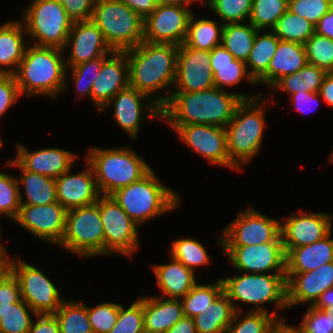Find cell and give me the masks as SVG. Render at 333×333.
Here are the masks:
<instances>
[{
	"label": "cell",
	"instance_id": "42",
	"mask_svg": "<svg viewBox=\"0 0 333 333\" xmlns=\"http://www.w3.org/2000/svg\"><path fill=\"white\" fill-rule=\"evenodd\" d=\"M287 10L288 0H252L248 22L258 30H272Z\"/></svg>",
	"mask_w": 333,
	"mask_h": 333
},
{
	"label": "cell",
	"instance_id": "44",
	"mask_svg": "<svg viewBox=\"0 0 333 333\" xmlns=\"http://www.w3.org/2000/svg\"><path fill=\"white\" fill-rule=\"evenodd\" d=\"M36 313L21 298L0 316V333H28Z\"/></svg>",
	"mask_w": 333,
	"mask_h": 333
},
{
	"label": "cell",
	"instance_id": "38",
	"mask_svg": "<svg viewBox=\"0 0 333 333\" xmlns=\"http://www.w3.org/2000/svg\"><path fill=\"white\" fill-rule=\"evenodd\" d=\"M236 311L225 333H273L285 321L266 312ZM242 316V318H241Z\"/></svg>",
	"mask_w": 333,
	"mask_h": 333
},
{
	"label": "cell",
	"instance_id": "15",
	"mask_svg": "<svg viewBox=\"0 0 333 333\" xmlns=\"http://www.w3.org/2000/svg\"><path fill=\"white\" fill-rule=\"evenodd\" d=\"M190 7L157 4L153 12L144 20L143 40L178 46L183 44L190 17L194 13Z\"/></svg>",
	"mask_w": 333,
	"mask_h": 333
},
{
	"label": "cell",
	"instance_id": "60",
	"mask_svg": "<svg viewBox=\"0 0 333 333\" xmlns=\"http://www.w3.org/2000/svg\"><path fill=\"white\" fill-rule=\"evenodd\" d=\"M319 94L327 105L333 107V72H327L324 76Z\"/></svg>",
	"mask_w": 333,
	"mask_h": 333
},
{
	"label": "cell",
	"instance_id": "8",
	"mask_svg": "<svg viewBox=\"0 0 333 333\" xmlns=\"http://www.w3.org/2000/svg\"><path fill=\"white\" fill-rule=\"evenodd\" d=\"M91 20L114 51H125L143 41L144 20L121 0H96Z\"/></svg>",
	"mask_w": 333,
	"mask_h": 333
},
{
	"label": "cell",
	"instance_id": "1",
	"mask_svg": "<svg viewBox=\"0 0 333 333\" xmlns=\"http://www.w3.org/2000/svg\"><path fill=\"white\" fill-rule=\"evenodd\" d=\"M259 95L227 92L215 86L197 92H172L161 108V119L170 125L204 124L226 127L237 105Z\"/></svg>",
	"mask_w": 333,
	"mask_h": 333
},
{
	"label": "cell",
	"instance_id": "59",
	"mask_svg": "<svg viewBox=\"0 0 333 333\" xmlns=\"http://www.w3.org/2000/svg\"><path fill=\"white\" fill-rule=\"evenodd\" d=\"M315 33L333 40V7L315 25Z\"/></svg>",
	"mask_w": 333,
	"mask_h": 333
},
{
	"label": "cell",
	"instance_id": "20",
	"mask_svg": "<svg viewBox=\"0 0 333 333\" xmlns=\"http://www.w3.org/2000/svg\"><path fill=\"white\" fill-rule=\"evenodd\" d=\"M70 46V48H69ZM70 49L67 67H73L102 56H110L114 50L104 38L103 32L92 21L73 22L64 49Z\"/></svg>",
	"mask_w": 333,
	"mask_h": 333
},
{
	"label": "cell",
	"instance_id": "33",
	"mask_svg": "<svg viewBox=\"0 0 333 333\" xmlns=\"http://www.w3.org/2000/svg\"><path fill=\"white\" fill-rule=\"evenodd\" d=\"M236 310L229 297L222 291L200 314L193 317L197 333H225Z\"/></svg>",
	"mask_w": 333,
	"mask_h": 333
},
{
	"label": "cell",
	"instance_id": "46",
	"mask_svg": "<svg viewBox=\"0 0 333 333\" xmlns=\"http://www.w3.org/2000/svg\"><path fill=\"white\" fill-rule=\"evenodd\" d=\"M307 63L333 72V40L314 33L305 43Z\"/></svg>",
	"mask_w": 333,
	"mask_h": 333
},
{
	"label": "cell",
	"instance_id": "64",
	"mask_svg": "<svg viewBox=\"0 0 333 333\" xmlns=\"http://www.w3.org/2000/svg\"><path fill=\"white\" fill-rule=\"evenodd\" d=\"M291 333H321V332H311L308 331L302 324L297 326H290L285 323V321L282 323Z\"/></svg>",
	"mask_w": 333,
	"mask_h": 333
},
{
	"label": "cell",
	"instance_id": "23",
	"mask_svg": "<svg viewBox=\"0 0 333 333\" xmlns=\"http://www.w3.org/2000/svg\"><path fill=\"white\" fill-rule=\"evenodd\" d=\"M87 169L72 175L67 170L55 178L57 202L67 211L97 202L101 196L92 166L86 161Z\"/></svg>",
	"mask_w": 333,
	"mask_h": 333
},
{
	"label": "cell",
	"instance_id": "68",
	"mask_svg": "<svg viewBox=\"0 0 333 333\" xmlns=\"http://www.w3.org/2000/svg\"><path fill=\"white\" fill-rule=\"evenodd\" d=\"M192 1L197 2V3L199 2V3H202V4L205 2L204 4L206 5L209 0H192Z\"/></svg>",
	"mask_w": 333,
	"mask_h": 333
},
{
	"label": "cell",
	"instance_id": "40",
	"mask_svg": "<svg viewBox=\"0 0 333 333\" xmlns=\"http://www.w3.org/2000/svg\"><path fill=\"white\" fill-rule=\"evenodd\" d=\"M274 34L284 41L303 44L315 33V25L287 10L272 29Z\"/></svg>",
	"mask_w": 333,
	"mask_h": 333
},
{
	"label": "cell",
	"instance_id": "21",
	"mask_svg": "<svg viewBox=\"0 0 333 333\" xmlns=\"http://www.w3.org/2000/svg\"><path fill=\"white\" fill-rule=\"evenodd\" d=\"M333 216L316 212H298L285 222H280L284 248H294L315 243L332 231Z\"/></svg>",
	"mask_w": 333,
	"mask_h": 333
},
{
	"label": "cell",
	"instance_id": "7",
	"mask_svg": "<svg viewBox=\"0 0 333 333\" xmlns=\"http://www.w3.org/2000/svg\"><path fill=\"white\" fill-rule=\"evenodd\" d=\"M221 280L223 291L236 311H243L242 307L237 306L236 301L255 306L249 311L266 312L274 314L275 317L278 315L275 312H268L263 304L274 303L276 311L288 308L286 274L244 272Z\"/></svg>",
	"mask_w": 333,
	"mask_h": 333
},
{
	"label": "cell",
	"instance_id": "28",
	"mask_svg": "<svg viewBox=\"0 0 333 333\" xmlns=\"http://www.w3.org/2000/svg\"><path fill=\"white\" fill-rule=\"evenodd\" d=\"M143 296L144 330L149 333H165L183 316L181 299Z\"/></svg>",
	"mask_w": 333,
	"mask_h": 333
},
{
	"label": "cell",
	"instance_id": "62",
	"mask_svg": "<svg viewBox=\"0 0 333 333\" xmlns=\"http://www.w3.org/2000/svg\"><path fill=\"white\" fill-rule=\"evenodd\" d=\"M317 309L327 310L333 306V287L327 289L314 305Z\"/></svg>",
	"mask_w": 333,
	"mask_h": 333
},
{
	"label": "cell",
	"instance_id": "49",
	"mask_svg": "<svg viewBox=\"0 0 333 333\" xmlns=\"http://www.w3.org/2000/svg\"><path fill=\"white\" fill-rule=\"evenodd\" d=\"M144 331L143 297H139L127 308L120 304L116 324L109 333H143Z\"/></svg>",
	"mask_w": 333,
	"mask_h": 333
},
{
	"label": "cell",
	"instance_id": "56",
	"mask_svg": "<svg viewBox=\"0 0 333 333\" xmlns=\"http://www.w3.org/2000/svg\"><path fill=\"white\" fill-rule=\"evenodd\" d=\"M28 333H60V326L54 314H36Z\"/></svg>",
	"mask_w": 333,
	"mask_h": 333
},
{
	"label": "cell",
	"instance_id": "26",
	"mask_svg": "<svg viewBox=\"0 0 333 333\" xmlns=\"http://www.w3.org/2000/svg\"><path fill=\"white\" fill-rule=\"evenodd\" d=\"M307 64L305 46L300 43L280 40L266 73L256 84L270 88L282 77L296 73Z\"/></svg>",
	"mask_w": 333,
	"mask_h": 333
},
{
	"label": "cell",
	"instance_id": "36",
	"mask_svg": "<svg viewBox=\"0 0 333 333\" xmlns=\"http://www.w3.org/2000/svg\"><path fill=\"white\" fill-rule=\"evenodd\" d=\"M247 23L225 24L221 42L235 59L244 62L249 57L258 31L250 22Z\"/></svg>",
	"mask_w": 333,
	"mask_h": 333
},
{
	"label": "cell",
	"instance_id": "41",
	"mask_svg": "<svg viewBox=\"0 0 333 333\" xmlns=\"http://www.w3.org/2000/svg\"><path fill=\"white\" fill-rule=\"evenodd\" d=\"M223 291L221 278L213 284L200 285L196 283L194 287L182 297L183 314L187 317H195L202 312L214 299Z\"/></svg>",
	"mask_w": 333,
	"mask_h": 333
},
{
	"label": "cell",
	"instance_id": "51",
	"mask_svg": "<svg viewBox=\"0 0 333 333\" xmlns=\"http://www.w3.org/2000/svg\"><path fill=\"white\" fill-rule=\"evenodd\" d=\"M333 7V0H288V10L313 25Z\"/></svg>",
	"mask_w": 333,
	"mask_h": 333
},
{
	"label": "cell",
	"instance_id": "52",
	"mask_svg": "<svg viewBox=\"0 0 333 333\" xmlns=\"http://www.w3.org/2000/svg\"><path fill=\"white\" fill-rule=\"evenodd\" d=\"M301 324L311 332L333 333V314L328 310H320L308 306Z\"/></svg>",
	"mask_w": 333,
	"mask_h": 333
},
{
	"label": "cell",
	"instance_id": "30",
	"mask_svg": "<svg viewBox=\"0 0 333 333\" xmlns=\"http://www.w3.org/2000/svg\"><path fill=\"white\" fill-rule=\"evenodd\" d=\"M171 263L154 265V274L159 289L163 296L181 299L197 283L195 273L185 267L181 262L170 257Z\"/></svg>",
	"mask_w": 333,
	"mask_h": 333
},
{
	"label": "cell",
	"instance_id": "6",
	"mask_svg": "<svg viewBox=\"0 0 333 333\" xmlns=\"http://www.w3.org/2000/svg\"><path fill=\"white\" fill-rule=\"evenodd\" d=\"M85 161L95 174L101 195H111L117 189L140 180L152 168L131 147L89 148Z\"/></svg>",
	"mask_w": 333,
	"mask_h": 333
},
{
	"label": "cell",
	"instance_id": "9",
	"mask_svg": "<svg viewBox=\"0 0 333 333\" xmlns=\"http://www.w3.org/2000/svg\"><path fill=\"white\" fill-rule=\"evenodd\" d=\"M22 16L26 34L34 45L63 49L73 21L58 0H33Z\"/></svg>",
	"mask_w": 333,
	"mask_h": 333
},
{
	"label": "cell",
	"instance_id": "5",
	"mask_svg": "<svg viewBox=\"0 0 333 333\" xmlns=\"http://www.w3.org/2000/svg\"><path fill=\"white\" fill-rule=\"evenodd\" d=\"M263 96L242 100L225 127L229 158L239 169L249 163L262 146L266 124V101L263 100L266 96Z\"/></svg>",
	"mask_w": 333,
	"mask_h": 333
},
{
	"label": "cell",
	"instance_id": "31",
	"mask_svg": "<svg viewBox=\"0 0 333 333\" xmlns=\"http://www.w3.org/2000/svg\"><path fill=\"white\" fill-rule=\"evenodd\" d=\"M12 21L0 25V74L13 75L27 48L28 42L23 40V34H26L23 23Z\"/></svg>",
	"mask_w": 333,
	"mask_h": 333
},
{
	"label": "cell",
	"instance_id": "13",
	"mask_svg": "<svg viewBox=\"0 0 333 333\" xmlns=\"http://www.w3.org/2000/svg\"><path fill=\"white\" fill-rule=\"evenodd\" d=\"M218 236V246L222 245H258L267 242H282L280 221L266 216L253 207L240 211L236 219L230 222Z\"/></svg>",
	"mask_w": 333,
	"mask_h": 333
},
{
	"label": "cell",
	"instance_id": "50",
	"mask_svg": "<svg viewBox=\"0 0 333 333\" xmlns=\"http://www.w3.org/2000/svg\"><path fill=\"white\" fill-rule=\"evenodd\" d=\"M120 304L103 302L93 308L88 307V318L93 333H109L116 324Z\"/></svg>",
	"mask_w": 333,
	"mask_h": 333
},
{
	"label": "cell",
	"instance_id": "35",
	"mask_svg": "<svg viewBox=\"0 0 333 333\" xmlns=\"http://www.w3.org/2000/svg\"><path fill=\"white\" fill-rule=\"evenodd\" d=\"M223 24L211 19H196L194 13L190 17L187 36L184 44L197 49L211 51L221 45Z\"/></svg>",
	"mask_w": 333,
	"mask_h": 333
},
{
	"label": "cell",
	"instance_id": "18",
	"mask_svg": "<svg viewBox=\"0 0 333 333\" xmlns=\"http://www.w3.org/2000/svg\"><path fill=\"white\" fill-rule=\"evenodd\" d=\"M208 50H197L184 43L179 46L172 92H197L215 86Z\"/></svg>",
	"mask_w": 333,
	"mask_h": 333
},
{
	"label": "cell",
	"instance_id": "47",
	"mask_svg": "<svg viewBox=\"0 0 333 333\" xmlns=\"http://www.w3.org/2000/svg\"><path fill=\"white\" fill-rule=\"evenodd\" d=\"M109 56H102L97 59L80 63L73 67H68L71 70V78L74 85L76 86V92L78 93V98L86 95L91 100V89L94 80L100 74L103 62Z\"/></svg>",
	"mask_w": 333,
	"mask_h": 333
},
{
	"label": "cell",
	"instance_id": "58",
	"mask_svg": "<svg viewBox=\"0 0 333 333\" xmlns=\"http://www.w3.org/2000/svg\"><path fill=\"white\" fill-rule=\"evenodd\" d=\"M145 20L157 7L156 0H121Z\"/></svg>",
	"mask_w": 333,
	"mask_h": 333
},
{
	"label": "cell",
	"instance_id": "39",
	"mask_svg": "<svg viewBox=\"0 0 333 333\" xmlns=\"http://www.w3.org/2000/svg\"><path fill=\"white\" fill-rule=\"evenodd\" d=\"M54 315L58 320L60 333H93L87 305L83 302L64 300Z\"/></svg>",
	"mask_w": 333,
	"mask_h": 333
},
{
	"label": "cell",
	"instance_id": "3",
	"mask_svg": "<svg viewBox=\"0 0 333 333\" xmlns=\"http://www.w3.org/2000/svg\"><path fill=\"white\" fill-rule=\"evenodd\" d=\"M65 50L38 45H27L24 57L13 74L20 95L58 97L67 90Z\"/></svg>",
	"mask_w": 333,
	"mask_h": 333
},
{
	"label": "cell",
	"instance_id": "34",
	"mask_svg": "<svg viewBox=\"0 0 333 333\" xmlns=\"http://www.w3.org/2000/svg\"><path fill=\"white\" fill-rule=\"evenodd\" d=\"M265 31H257L253 47L245 62L247 70L249 69L248 73L255 82L266 73L269 62L274 56L276 47L280 41L272 30Z\"/></svg>",
	"mask_w": 333,
	"mask_h": 333
},
{
	"label": "cell",
	"instance_id": "10",
	"mask_svg": "<svg viewBox=\"0 0 333 333\" xmlns=\"http://www.w3.org/2000/svg\"><path fill=\"white\" fill-rule=\"evenodd\" d=\"M59 246L80 257L104 255V228L96 203L68 210Z\"/></svg>",
	"mask_w": 333,
	"mask_h": 333
},
{
	"label": "cell",
	"instance_id": "19",
	"mask_svg": "<svg viewBox=\"0 0 333 333\" xmlns=\"http://www.w3.org/2000/svg\"><path fill=\"white\" fill-rule=\"evenodd\" d=\"M148 98L147 95L129 86L116 93L100 112L106 107H109L112 102H115L113 112L114 120L120 128L129 135V137L136 139L140 124L143 122L144 118H161V108ZM145 99L148 100L145 101ZM142 115L144 116L142 117Z\"/></svg>",
	"mask_w": 333,
	"mask_h": 333
},
{
	"label": "cell",
	"instance_id": "32",
	"mask_svg": "<svg viewBox=\"0 0 333 333\" xmlns=\"http://www.w3.org/2000/svg\"><path fill=\"white\" fill-rule=\"evenodd\" d=\"M8 166L20 168L21 173L17 177L19 187L24 186L26 201H23L20 190L21 204L47 205L57 201L55 179L46 175L25 170L15 159L8 161Z\"/></svg>",
	"mask_w": 333,
	"mask_h": 333
},
{
	"label": "cell",
	"instance_id": "48",
	"mask_svg": "<svg viewBox=\"0 0 333 333\" xmlns=\"http://www.w3.org/2000/svg\"><path fill=\"white\" fill-rule=\"evenodd\" d=\"M20 187L17 177L0 172V216L14 220L19 212Z\"/></svg>",
	"mask_w": 333,
	"mask_h": 333
},
{
	"label": "cell",
	"instance_id": "29",
	"mask_svg": "<svg viewBox=\"0 0 333 333\" xmlns=\"http://www.w3.org/2000/svg\"><path fill=\"white\" fill-rule=\"evenodd\" d=\"M211 70L216 88L225 90V87L238 85L242 80H248L257 85L248 73L246 63L235 57L221 44L210 51Z\"/></svg>",
	"mask_w": 333,
	"mask_h": 333
},
{
	"label": "cell",
	"instance_id": "2",
	"mask_svg": "<svg viewBox=\"0 0 333 333\" xmlns=\"http://www.w3.org/2000/svg\"><path fill=\"white\" fill-rule=\"evenodd\" d=\"M179 46L151 43L143 40L136 47L125 50L129 65V85L147 95L162 108L172 93ZM163 95L156 91L167 88Z\"/></svg>",
	"mask_w": 333,
	"mask_h": 333
},
{
	"label": "cell",
	"instance_id": "54",
	"mask_svg": "<svg viewBox=\"0 0 333 333\" xmlns=\"http://www.w3.org/2000/svg\"><path fill=\"white\" fill-rule=\"evenodd\" d=\"M20 95L14 75L0 74V118L18 100Z\"/></svg>",
	"mask_w": 333,
	"mask_h": 333
},
{
	"label": "cell",
	"instance_id": "66",
	"mask_svg": "<svg viewBox=\"0 0 333 333\" xmlns=\"http://www.w3.org/2000/svg\"><path fill=\"white\" fill-rule=\"evenodd\" d=\"M10 270V262H0V280Z\"/></svg>",
	"mask_w": 333,
	"mask_h": 333
},
{
	"label": "cell",
	"instance_id": "53",
	"mask_svg": "<svg viewBox=\"0 0 333 333\" xmlns=\"http://www.w3.org/2000/svg\"><path fill=\"white\" fill-rule=\"evenodd\" d=\"M21 299L19 282L13 273L9 270L0 280V316L15 303Z\"/></svg>",
	"mask_w": 333,
	"mask_h": 333
},
{
	"label": "cell",
	"instance_id": "43",
	"mask_svg": "<svg viewBox=\"0 0 333 333\" xmlns=\"http://www.w3.org/2000/svg\"><path fill=\"white\" fill-rule=\"evenodd\" d=\"M170 257L181 262L194 272L195 267L205 266L210 261L206 248L195 238H181L172 242Z\"/></svg>",
	"mask_w": 333,
	"mask_h": 333
},
{
	"label": "cell",
	"instance_id": "71",
	"mask_svg": "<svg viewBox=\"0 0 333 333\" xmlns=\"http://www.w3.org/2000/svg\"><path fill=\"white\" fill-rule=\"evenodd\" d=\"M3 146V142H2V140H1V138H0V148Z\"/></svg>",
	"mask_w": 333,
	"mask_h": 333
},
{
	"label": "cell",
	"instance_id": "69",
	"mask_svg": "<svg viewBox=\"0 0 333 333\" xmlns=\"http://www.w3.org/2000/svg\"><path fill=\"white\" fill-rule=\"evenodd\" d=\"M329 157H330V161L333 162V151H332V153L330 154Z\"/></svg>",
	"mask_w": 333,
	"mask_h": 333
},
{
	"label": "cell",
	"instance_id": "70",
	"mask_svg": "<svg viewBox=\"0 0 333 333\" xmlns=\"http://www.w3.org/2000/svg\"><path fill=\"white\" fill-rule=\"evenodd\" d=\"M328 311H330L333 314V306L330 307L329 309H327Z\"/></svg>",
	"mask_w": 333,
	"mask_h": 333
},
{
	"label": "cell",
	"instance_id": "37",
	"mask_svg": "<svg viewBox=\"0 0 333 333\" xmlns=\"http://www.w3.org/2000/svg\"><path fill=\"white\" fill-rule=\"evenodd\" d=\"M326 71L313 64L307 63L296 73L279 79L272 87L275 91H284L290 95L300 92H319Z\"/></svg>",
	"mask_w": 333,
	"mask_h": 333
},
{
	"label": "cell",
	"instance_id": "57",
	"mask_svg": "<svg viewBox=\"0 0 333 333\" xmlns=\"http://www.w3.org/2000/svg\"><path fill=\"white\" fill-rule=\"evenodd\" d=\"M291 99L290 101L292 102V106H294L295 109H297V111L301 112V113H308L311 111V109L314 108H310L312 107V105L315 104V107H317L318 105V99L320 96L319 92H307L304 90H301L298 93L292 94L290 95Z\"/></svg>",
	"mask_w": 333,
	"mask_h": 333
},
{
	"label": "cell",
	"instance_id": "55",
	"mask_svg": "<svg viewBox=\"0 0 333 333\" xmlns=\"http://www.w3.org/2000/svg\"><path fill=\"white\" fill-rule=\"evenodd\" d=\"M73 22L91 20L96 0H58Z\"/></svg>",
	"mask_w": 333,
	"mask_h": 333
},
{
	"label": "cell",
	"instance_id": "4",
	"mask_svg": "<svg viewBox=\"0 0 333 333\" xmlns=\"http://www.w3.org/2000/svg\"><path fill=\"white\" fill-rule=\"evenodd\" d=\"M111 196L139 226L178 207L181 197L163 185L151 169L140 180L117 189Z\"/></svg>",
	"mask_w": 333,
	"mask_h": 333
},
{
	"label": "cell",
	"instance_id": "17",
	"mask_svg": "<svg viewBox=\"0 0 333 333\" xmlns=\"http://www.w3.org/2000/svg\"><path fill=\"white\" fill-rule=\"evenodd\" d=\"M66 213L57 201L47 205L21 204L13 221L34 237L58 245L65 232Z\"/></svg>",
	"mask_w": 333,
	"mask_h": 333
},
{
	"label": "cell",
	"instance_id": "24",
	"mask_svg": "<svg viewBox=\"0 0 333 333\" xmlns=\"http://www.w3.org/2000/svg\"><path fill=\"white\" fill-rule=\"evenodd\" d=\"M129 65L125 51H114L102 64L91 89V101L100 112L116 93L128 88Z\"/></svg>",
	"mask_w": 333,
	"mask_h": 333
},
{
	"label": "cell",
	"instance_id": "25",
	"mask_svg": "<svg viewBox=\"0 0 333 333\" xmlns=\"http://www.w3.org/2000/svg\"><path fill=\"white\" fill-rule=\"evenodd\" d=\"M24 145H17L15 160L27 171L57 178L72 169L77 155L60 148H44L30 152Z\"/></svg>",
	"mask_w": 333,
	"mask_h": 333
},
{
	"label": "cell",
	"instance_id": "27",
	"mask_svg": "<svg viewBox=\"0 0 333 333\" xmlns=\"http://www.w3.org/2000/svg\"><path fill=\"white\" fill-rule=\"evenodd\" d=\"M331 231L315 243L294 248L286 252L285 272H309L321 265L333 262V239Z\"/></svg>",
	"mask_w": 333,
	"mask_h": 333
},
{
	"label": "cell",
	"instance_id": "63",
	"mask_svg": "<svg viewBox=\"0 0 333 333\" xmlns=\"http://www.w3.org/2000/svg\"><path fill=\"white\" fill-rule=\"evenodd\" d=\"M157 4H171L180 6H190L194 2L192 0H156Z\"/></svg>",
	"mask_w": 333,
	"mask_h": 333
},
{
	"label": "cell",
	"instance_id": "22",
	"mask_svg": "<svg viewBox=\"0 0 333 333\" xmlns=\"http://www.w3.org/2000/svg\"><path fill=\"white\" fill-rule=\"evenodd\" d=\"M287 307L309 302L314 306L321 295L333 287V262L309 272H285Z\"/></svg>",
	"mask_w": 333,
	"mask_h": 333
},
{
	"label": "cell",
	"instance_id": "11",
	"mask_svg": "<svg viewBox=\"0 0 333 333\" xmlns=\"http://www.w3.org/2000/svg\"><path fill=\"white\" fill-rule=\"evenodd\" d=\"M101 222L104 228V255L122 254L132 258L139 248L138 228L111 195L98 199Z\"/></svg>",
	"mask_w": 333,
	"mask_h": 333
},
{
	"label": "cell",
	"instance_id": "12",
	"mask_svg": "<svg viewBox=\"0 0 333 333\" xmlns=\"http://www.w3.org/2000/svg\"><path fill=\"white\" fill-rule=\"evenodd\" d=\"M11 258L10 271L19 282L21 298L36 314H54L64 299L58 288L35 266Z\"/></svg>",
	"mask_w": 333,
	"mask_h": 333
},
{
	"label": "cell",
	"instance_id": "45",
	"mask_svg": "<svg viewBox=\"0 0 333 333\" xmlns=\"http://www.w3.org/2000/svg\"><path fill=\"white\" fill-rule=\"evenodd\" d=\"M222 24L243 23L249 20L252 0H209L206 5Z\"/></svg>",
	"mask_w": 333,
	"mask_h": 333
},
{
	"label": "cell",
	"instance_id": "14",
	"mask_svg": "<svg viewBox=\"0 0 333 333\" xmlns=\"http://www.w3.org/2000/svg\"><path fill=\"white\" fill-rule=\"evenodd\" d=\"M232 266L245 273L285 274L286 252L282 242L258 245H222ZM275 272V273H274Z\"/></svg>",
	"mask_w": 333,
	"mask_h": 333
},
{
	"label": "cell",
	"instance_id": "16",
	"mask_svg": "<svg viewBox=\"0 0 333 333\" xmlns=\"http://www.w3.org/2000/svg\"><path fill=\"white\" fill-rule=\"evenodd\" d=\"M170 126L184 143L202 155L210 164L234 168L236 171L243 170L239 169L229 158L227 134L224 127L204 124Z\"/></svg>",
	"mask_w": 333,
	"mask_h": 333
},
{
	"label": "cell",
	"instance_id": "61",
	"mask_svg": "<svg viewBox=\"0 0 333 333\" xmlns=\"http://www.w3.org/2000/svg\"><path fill=\"white\" fill-rule=\"evenodd\" d=\"M165 333H197L193 318L183 316Z\"/></svg>",
	"mask_w": 333,
	"mask_h": 333
},
{
	"label": "cell",
	"instance_id": "67",
	"mask_svg": "<svg viewBox=\"0 0 333 333\" xmlns=\"http://www.w3.org/2000/svg\"><path fill=\"white\" fill-rule=\"evenodd\" d=\"M273 333H291L282 323Z\"/></svg>",
	"mask_w": 333,
	"mask_h": 333
},
{
	"label": "cell",
	"instance_id": "65",
	"mask_svg": "<svg viewBox=\"0 0 333 333\" xmlns=\"http://www.w3.org/2000/svg\"><path fill=\"white\" fill-rule=\"evenodd\" d=\"M1 235H0V242L1 240ZM11 261V257H9L7 250L4 248V246L2 245V243H0V262H10Z\"/></svg>",
	"mask_w": 333,
	"mask_h": 333
}]
</instances>
